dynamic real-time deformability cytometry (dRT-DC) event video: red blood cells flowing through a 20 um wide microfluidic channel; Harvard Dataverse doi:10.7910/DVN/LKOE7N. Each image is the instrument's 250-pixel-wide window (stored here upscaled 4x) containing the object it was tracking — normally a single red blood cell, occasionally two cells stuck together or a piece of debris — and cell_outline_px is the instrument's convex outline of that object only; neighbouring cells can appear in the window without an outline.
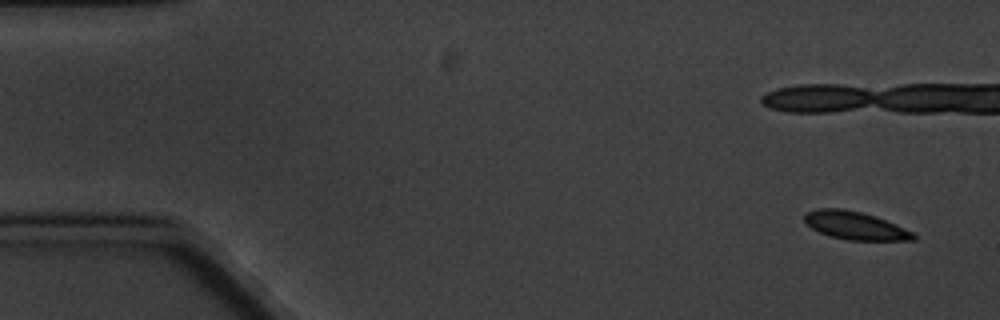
{"species": "common noctule bat (a hibernating species)", "species_latin": "Nyctalus noctula", "temperature_condition": "cold", "stored_images_in_passage": 6, "camera_frame_rate_fps": 3000, "um_per_image_px": 0.085, "animal": {"sex": "male", "body_mass_g": 20.1, "forearm_length_mm": 53.5}, "frame": {"image": 1, "passage_image": 1, "time_ms": 0.0, "image_size_px": [1000, 320], "cell_outline_px": [[916, 240], [848, 240], [832, 236], [820, 232], [812, 228], [804, 220], [804, 212], [820, 208], [840, 208], [860, 212], [876, 216], [896, 224], [912, 232], [916, 236]], "centroid_in_image_um": [72.69, 19.16], "position_along_channel_um": 12.3, "area_um2": 17.63}}